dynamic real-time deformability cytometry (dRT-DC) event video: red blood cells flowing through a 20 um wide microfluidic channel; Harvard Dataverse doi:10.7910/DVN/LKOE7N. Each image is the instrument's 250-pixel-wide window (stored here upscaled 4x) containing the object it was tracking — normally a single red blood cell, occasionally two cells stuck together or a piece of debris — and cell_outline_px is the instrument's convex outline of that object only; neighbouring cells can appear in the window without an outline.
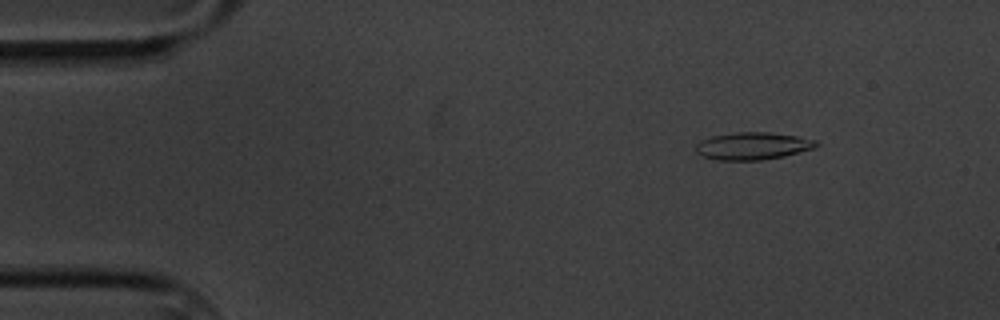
{"species": "common noctule bat (a hibernating species)", "species_latin": "Nyctalus noctula", "temperature_condition": "cold", "stored_images_in_passage": 4, "camera_frame_rate_fps": 3000, "um_per_image_px": 0.085, "animal": {"sex": "male", "body_mass_g": 20.1, "forearm_length_mm": 53.5}, "frame": {"image": 1, "passage_image": 2, "time_ms": 1.0, "image_size_px": [1000, 320], "cell_outline_px": [[820, 144], [812, 148], [784, 156], [760, 160], [720, 160], [704, 156], [696, 152], [696, 144], [700, 140], [712, 136], [736, 132], [768, 132], [796, 136], [816, 140]], "centroid_in_image_um": [63.97, 12.4], "position_along_channel_um": 21.0, "area_um2": 19.02}}